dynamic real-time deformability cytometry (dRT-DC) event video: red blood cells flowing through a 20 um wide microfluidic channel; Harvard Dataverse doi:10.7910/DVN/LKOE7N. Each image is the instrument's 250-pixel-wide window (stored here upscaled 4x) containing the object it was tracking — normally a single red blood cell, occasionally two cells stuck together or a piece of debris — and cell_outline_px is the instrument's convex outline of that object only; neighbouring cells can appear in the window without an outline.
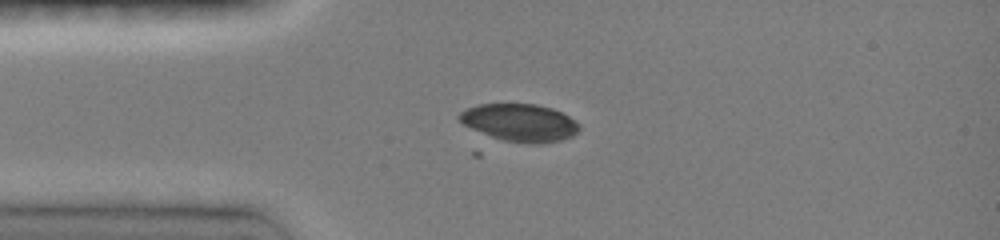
{"species": "common noctule bat (a hibernating species)", "species_latin": "Nyctalus noctula", "temperature_condition": "room temperature", "stored_images_in_passage": 41, "camera_frame_rate_fps": 3000, "um_per_image_px": 0.085, "animal": {"sex": "female", "body_mass_g": 19.0, "forearm_length_mm": 51.5}, "frame": {"image": 1, "passage_image": 5, "time_ms": 1.333, "image_size_px": [1000, 240], "cell_outline_px": [[580, 128], [572, 136], [560, 140], [540, 144], [528, 144], [504, 140], [492, 136], [472, 128], [464, 124], [456, 116], [460, 112], [468, 108], [480, 104], [536, 104], [552, 108], [568, 116], [580, 124]], "centroid_in_image_um": [44.2, 10.42], "position_along_channel_um": 40.8, "area_um2": 25.95}}
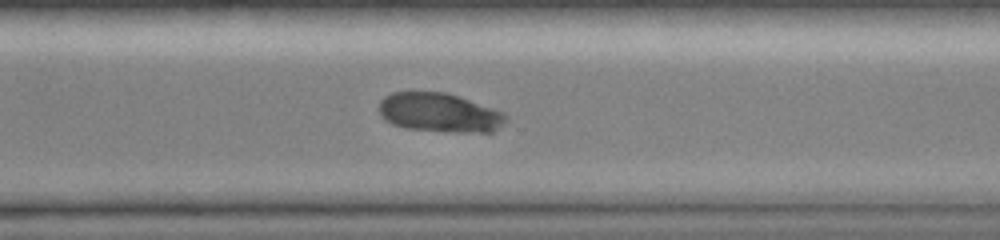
{"frame": {"image": 2, "passage_image": 28, "time_ms": 9.0, "image_size_px": [1000, 240], "cell_outline_px": [[508, 116], [492, 132], [456, 132], [404, 128], [392, 124], [384, 120], [380, 116], [376, 108], [380, 100], [384, 96], [392, 92], [444, 92], [504, 112]], "centroid_in_image_um": [37.25, 9.57], "position_along_channel_um": 333.3, "area_um2": 28.78}}
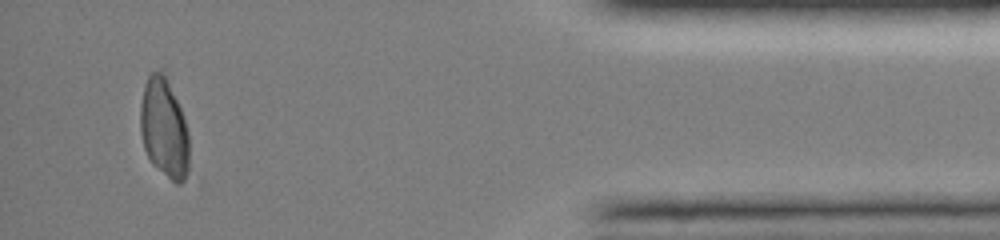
{"frame": {"image": 3, "passage_image": 38, "time_ms": 12.333, "image_size_px": [1000, 240], "cell_outline_px": [[192, 176], [188, 180], [180, 184], [176, 184], [152, 164], [144, 148], [140, 132], [140, 104], [144, 84], [148, 76], [152, 72], [160, 72], [164, 76], [180, 108], [188, 132]], "centroid_in_image_um": [13.99, 11.05], "position_along_channel_um": 421.2, "area_um2": 28.73}}